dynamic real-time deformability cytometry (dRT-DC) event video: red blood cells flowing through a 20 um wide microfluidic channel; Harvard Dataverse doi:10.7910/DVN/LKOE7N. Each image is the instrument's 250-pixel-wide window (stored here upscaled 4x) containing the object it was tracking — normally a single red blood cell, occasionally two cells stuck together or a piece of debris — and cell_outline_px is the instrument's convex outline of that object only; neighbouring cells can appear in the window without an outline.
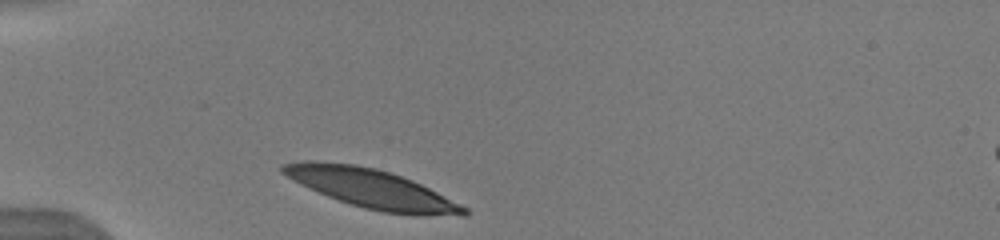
{"species": "human", "species_latin": "Homo sapiens", "temperature_condition": "warm", "stored_images_in_passage": 1, "camera_frame_rate_fps": 3000, "um_per_image_px": 0.085, "donor": {"sex": "male"}, "frame": {"image": 1, "passage_image": 1, "time_ms": 0.0, "image_size_px": [1000, 240], "cell_outline_px": [[468, 216], [416, 216], [380, 212], [364, 208], [328, 196], [292, 180], [280, 172], [280, 164], [304, 160], [316, 160], [356, 164], [376, 168], [412, 180], [468, 208]], "centroid_in_image_um": [31.58, 16.03], "position_along_channel_um": 53.4, "area_um2": 41.27}}